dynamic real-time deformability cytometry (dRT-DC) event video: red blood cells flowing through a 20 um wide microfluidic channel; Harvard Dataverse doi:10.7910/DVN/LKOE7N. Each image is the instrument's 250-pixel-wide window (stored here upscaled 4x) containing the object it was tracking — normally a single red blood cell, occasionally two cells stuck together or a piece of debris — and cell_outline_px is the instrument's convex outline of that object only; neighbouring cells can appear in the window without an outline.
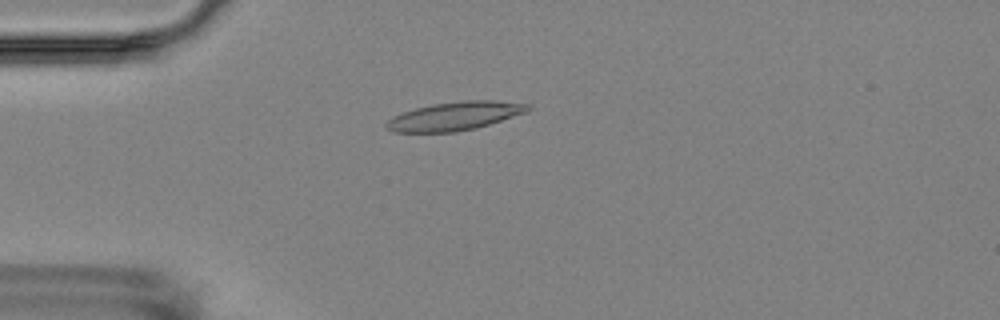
{"species": "Egyptian fruit bat (a non-hibernating species)", "species_latin": "Rousettus aegyptiacus", "temperature_condition": "room temperature", "stored_images_in_passage": 14, "camera_frame_rate_fps": 3000, "um_per_image_px": 0.085, "animal": {"sex": "female"}, "frame": {"image": 1, "passage_image": 2, "time_ms": 1.333, "image_size_px": [1000, 320], "cell_outline_px": [[532, 108], [528, 112], [476, 128], [456, 132], [392, 132], [384, 128], [384, 124], [392, 116], [416, 108], [432, 104], [460, 100], [496, 100], [532, 104]], "centroid_in_image_um": [38.68, 9.86], "position_along_channel_um": 46.3, "area_um2": 23.81}}
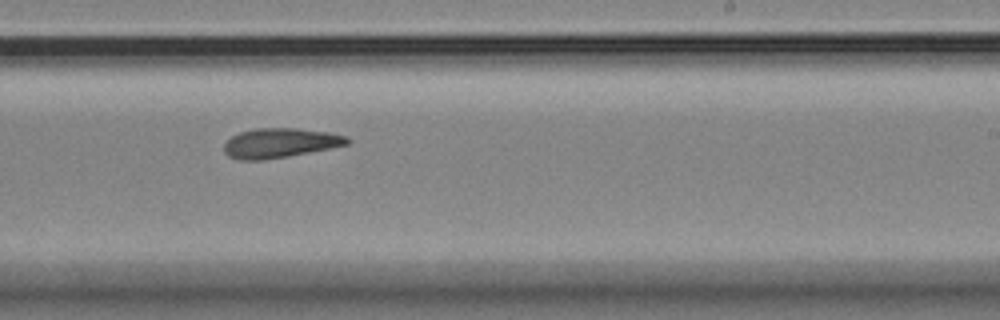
{"frame": {"image": 2, "passage_image": 8, "time_ms": 8.0, "image_size_px": [1000, 320], "cell_outline_px": [[352, 140], [348, 144], [288, 156], [260, 160], [240, 160], [228, 156], [224, 152], [224, 144], [232, 136], [240, 132], [256, 128], [300, 128], [328, 132], [348, 136]], "centroid_in_image_um": [23.8, 12.14], "position_along_channel_um": 265.2, "area_um2": 21.15}}
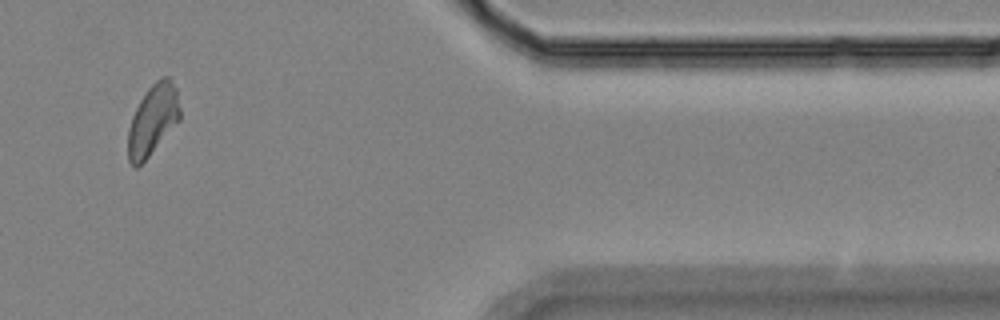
{"frame": {"image": 3, "passage_image": 12, "time_ms": 12.667, "image_size_px": [1000, 320], "cell_outline_px": [[180, 120], [148, 156], [136, 168], [128, 160], [128, 128], [132, 116], [140, 100], [148, 88], [160, 76], [168, 76], [172, 80], [176, 88], [180, 108]], "centroid_in_image_um": [12.99, 10.15], "position_along_channel_um": 398.4, "area_um2": 21.21}, "authors_computed_cell_mechanics": {"area_um2": 21.2126, "velocity_mm_per_s": 3.5319, "shape_relaxation_time_tau1_ms": 7.9565, "shape_relaxation_time_tau2_ms": 4.8941, "deformation_change_tau1": 0.1263, "deformation_change_tau2": 0.1155}}